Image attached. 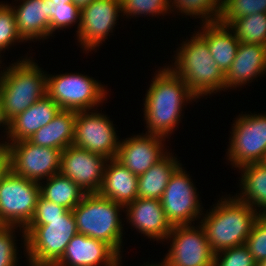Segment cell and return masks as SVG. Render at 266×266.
<instances>
[{"mask_svg": "<svg viewBox=\"0 0 266 266\" xmlns=\"http://www.w3.org/2000/svg\"><path fill=\"white\" fill-rule=\"evenodd\" d=\"M152 80L144 101L146 134L165 138L178 125L184 102L197 97L168 67L159 70Z\"/></svg>", "mask_w": 266, "mask_h": 266, "instance_id": "1", "label": "cell"}, {"mask_svg": "<svg viewBox=\"0 0 266 266\" xmlns=\"http://www.w3.org/2000/svg\"><path fill=\"white\" fill-rule=\"evenodd\" d=\"M223 200V201H222ZM203 217L200 226L214 253L246 244L255 220L261 214L236 196L220 200Z\"/></svg>", "mask_w": 266, "mask_h": 266, "instance_id": "2", "label": "cell"}, {"mask_svg": "<svg viewBox=\"0 0 266 266\" xmlns=\"http://www.w3.org/2000/svg\"><path fill=\"white\" fill-rule=\"evenodd\" d=\"M194 34L177 50L175 68H168L181 77L188 89L200 98L224 89L225 74L213 60L206 40L198 32Z\"/></svg>", "mask_w": 266, "mask_h": 266, "instance_id": "3", "label": "cell"}, {"mask_svg": "<svg viewBox=\"0 0 266 266\" xmlns=\"http://www.w3.org/2000/svg\"><path fill=\"white\" fill-rule=\"evenodd\" d=\"M30 59L0 73V97L7 122L47 95V74Z\"/></svg>", "mask_w": 266, "mask_h": 266, "instance_id": "4", "label": "cell"}, {"mask_svg": "<svg viewBox=\"0 0 266 266\" xmlns=\"http://www.w3.org/2000/svg\"><path fill=\"white\" fill-rule=\"evenodd\" d=\"M121 208L124 206L99 193L86 194L72 210L78 233L109 244L120 255L123 226L118 213Z\"/></svg>", "mask_w": 266, "mask_h": 266, "instance_id": "5", "label": "cell"}, {"mask_svg": "<svg viewBox=\"0 0 266 266\" xmlns=\"http://www.w3.org/2000/svg\"><path fill=\"white\" fill-rule=\"evenodd\" d=\"M22 230L30 266H53L78 233L72 210L62 218L46 219V225H27Z\"/></svg>", "mask_w": 266, "mask_h": 266, "instance_id": "6", "label": "cell"}, {"mask_svg": "<svg viewBox=\"0 0 266 266\" xmlns=\"http://www.w3.org/2000/svg\"><path fill=\"white\" fill-rule=\"evenodd\" d=\"M40 183L14 174L11 170L0 181V224L24 229L32 220Z\"/></svg>", "mask_w": 266, "mask_h": 266, "instance_id": "7", "label": "cell"}, {"mask_svg": "<svg viewBox=\"0 0 266 266\" xmlns=\"http://www.w3.org/2000/svg\"><path fill=\"white\" fill-rule=\"evenodd\" d=\"M47 95L61 110L88 111L105 100L106 92L92 77L67 73L47 76Z\"/></svg>", "mask_w": 266, "mask_h": 266, "instance_id": "8", "label": "cell"}, {"mask_svg": "<svg viewBox=\"0 0 266 266\" xmlns=\"http://www.w3.org/2000/svg\"><path fill=\"white\" fill-rule=\"evenodd\" d=\"M228 160L235 168L266 160V114L242 115L233 124Z\"/></svg>", "mask_w": 266, "mask_h": 266, "instance_id": "9", "label": "cell"}, {"mask_svg": "<svg viewBox=\"0 0 266 266\" xmlns=\"http://www.w3.org/2000/svg\"><path fill=\"white\" fill-rule=\"evenodd\" d=\"M8 145L10 170L21 177L38 183L60 172L61 150L34 145L21 140Z\"/></svg>", "mask_w": 266, "mask_h": 266, "instance_id": "10", "label": "cell"}, {"mask_svg": "<svg viewBox=\"0 0 266 266\" xmlns=\"http://www.w3.org/2000/svg\"><path fill=\"white\" fill-rule=\"evenodd\" d=\"M186 173L180 165L171 175L160 199L172 226L191 225L202 215L197 190Z\"/></svg>", "mask_w": 266, "mask_h": 266, "instance_id": "11", "label": "cell"}, {"mask_svg": "<svg viewBox=\"0 0 266 266\" xmlns=\"http://www.w3.org/2000/svg\"><path fill=\"white\" fill-rule=\"evenodd\" d=\"M199 227V229H198ZM173 226L167 239L172 238L164 262L169 266H214L215 253L201 226ZM173 236V237H172Z\"/></svg>", "mask_w": 266, "mask_h": 266, "instance_id": "12", "label": "cell"}, {"mask_svg": "<svg viewBox=\"0 0 266 266\" xmlns=\"http://www.w3.org/2000/svg\"><path fill=\"white\" fill-rule=\"evenodd\" d=\"M119 143L113 123L106 115L77 111L74 146L112 159L117 157Z\"/></svg>", "mask_w": 266, "mask_h": 266, "instance_id": "13", "label": "cell"}, {"mask_svg": "<svg viewBox=\"0 0 266 266\" xmlns=\"http://www.w3.org/2000/svg\"><path fill=\"white\" fill-rule=\"evenodd\" d=\"M108 159L103 155L70 145L61 152L60 173L70 178L86 194L98 193Z\"/></svg>", "mask_w": 266, "mask_h": 266, "instance_id": "14", "label": "cell"}, {"mask_svg": "<svg viewBox=\"0 0 266 266\" xmlns=\"http://www.w3.org/2000/svg\"><path fill=\"white\" fill-rule=\"evenodd\" d=\"M120 11V0H93L81 9V26L77 38L84 50H94L105 41L117 23Z\"/></svg>", "mask_w": 266, "mask_h": 266, "instance_id": "15", "label": "cell"}, {"mask_svg": "<svg viewBox=\"0 0 266 266\" xmlns=\"http://www.w3.org/2000/svg\"><path fill=\"white\" fill-rule=\"evenodd\" d=\"M121 258L109 244L77 233L53 266H120Z\"/></svg>", "mask_w": 266, "mask_h": 266, "instance_id": "16", "label": "cell"}, {"mask_svg": "<svg viewBox=\"0 0 266 266\" xmlns=\"http://www.w3.org/2000/svg\"><path fill=\"white\" fill-rule=\"evenodd\" d=\"M163 140V137L151 134L127 138L120 141L116 159L139 176L167 154L163 150Z\"/></svg>", "mask_w": 266, "mask_h": 266, "instance_id": "17", "label": "cell"}, {"mask_svg": "<svg viewBox=\"0 0 266 266\" xmlns=\"http://www.w3.org/2000/svg\"><path fill=\"white\" fill-rule=\"evenodd\" d=\"M124 208H127L126 216L137 231L148 238L167 239L173 226L168 221L160 200L136 198Z\"/></svg>", "mask_w": 266, "mask_h": 266, "instance_id": "18", "label": "cell"}, {"mask_svg": "<svg viewBox=\"0 0 266 266\" xmlns=\"http://www.w3.org/2000/svg\"><path fill=\"white\" fill-rule=\"evenodd\" d=\"M60 111L59 105L46 95L8 122V130L5 131L7 138L11 139L10 143L29 140L36 131L49 124Z\"/></svg>", "mask_w": 266, "mask_h": 266, "instance_id": "19", "label": "cell"}, {"mask_svg": "<svg viewBox=\"0 0 266 266\" xmlns=\"http://www.w3.org/2000/svg\"><path fill=\"white\" fill-rule=\"evenodd\" d=\"M264 72H266V46L240 42L235 59L225 74L224 90L249 83V80Z\"/></svg>", "mask_w": 266, "mask_h": 266, "instance_id": "20", "label": "cell"}, {"mask_svg": "<svg viewBox=\"0 0 266 266\" xmlns=\"http://www.w3.org/2000/svg\"><path fill=\"white\" fill-rule=\"evenodd\" d=\"M108 163H106L102 187L98 193L125 207L137 198L138 176L116 158L108 159Z\"/></svg>", "mask_w": 266, "mask_h": 266, "instance_id": "21", "label": "cell"}, {"mask_svg": "<svg viewBox=\"0 0 266 266\" xmlns=\"http://www.w3.org/2000/svg\"><path fill=\"white\" fill-rule=\"evenodd\" d=\"M202 26V32L198 33L206 40L213 60L226 74L235 59L240 41L227 25L219 21L203 23Z\"/></svg>", "mask_w": 266, "mask_h": 266, "instance_id": "22", "label": "cell"}, {"mask_svg": "<svg viewBox=\"0 0 266 266\" xmlns=\"http://www.w3.org/2000/svg\"><path fill=\"white\" fill-rule=\"evenodd\" d=\"M12 10L18 32L25 41L49 37L48 4L44 0H23L21 5L12 7Z\"/></svg>", "mask_w": 266, "mask_h": 266, "instance_id": "23", "label": "cell"}, {"mask_svg": "<svg viewBox=\"0 0 266 266\" xmlns=\"http://www.w3.org/2000/svg\"><path fill=\"white\" fill-rule=\"evenodd\" d=\"M77 111L61 110L49 124L36 131L29 139L31 143L63 151L73 145Z\"/></svg>", "mask_w": 266, "mask_h": 266, "instance_id": "24", "label": "cell"}, {"mask_svg": "<svg viewBox=\"0 0 266 266\" xmlns=\"http://www.w3.org/2000/svg\"><path fill=\"white\" fill-rule=\"evenodd\" d=\"M167 153L161 160L138 176L137 198L160 200L171 175L181 165Z\"/></svg>", "mask_w": 266, "mask_h": 266, "instance_id": "25", "label": "cell"}, {"mask_svg": "<svg viewBox=\"0 0 266 266\" xmlns=\"http://www.w3.org/2000/svg\"><path fill=\"white\" fill-rule=\"evenodd\" d=\"M239 169L243 173L240 184L243 190L237 198L255 210L256 206L262 207L261 214H266V163L247 164Z\"/></svg>", "mask_w": 266, "mask_h": 266, "instance_id": "26", "label": "cell"}, {"mask_svg": "<svg viewBox=\"0 0 266 266\" xmlns=\"http://www.w3.org/2000/svg\"><path fill=\"white\" fill-rule=\"evenodd\" d=\"M46 180L47 184H39L40 195L68 210H73L86 195L76 183L60 172Z\"/></svg>", "mask_w": 266, "mask_h": 266, "instance_id": "27", "label": "cell"}, {"mask_svg": "<svg viewBox=\"0 0 266 266\" xmlns=\"http://www.w3.org/2000/svg\"><path fill=\"white\" fill-rule=\"evenodd\" d=\"M228 27L240 42L266 46V13L237 18Z\"/></svg>", "mask_w": 266, "mask_h": 266, "instance_id": "28", "label": "cell"}, {"mask_svg": "<svg viewBox=\"0 0 266 266\" xmlns=\"http://www.w3.org/2000/svg\"><path fill=\"white\" fill-rule=\"evenodd\" d=\"M48 4V23L50 34L55 30L66 28L73 23H78V30L81 26V9L72 0H44ZM79 19V20H78Z\"/></svg>", "mask_w": 266, "mask_h": 266, "instance_id": "29", "label": "cell"}, {"mask_svg": "<svg viewBox=\"0 0 266 266\" xmlns=\"http://www.w3.org/2000/svg\"><path fill=\"white\" fill-rule=\"evenodd\" d=\"M169 0L171 8H178L179 12L186 15H195L202 19V23H213L218 22L221 6L218 4L217 0ZM174 4V5H171Z\"/></svg>", "mask_w": 266, "mask_h": 266, "instance_id": "30", "label": "cell"}, {"mask_svg": "<svg viewBox=\"0 0 266 266\" xmlns=\"http://www.w3.org/2000/svg\"><path fill=\"white\" fill-rule=\"evenodd\" d=\"M266 13V0H228L221 8L219 22L229 25L237 18Z\"/></svg>", "mask_w": 266, "mask_h": 266, "instance_id": "31", "label": "cell"}, {"mask_svg": "<svg viewBox=\"0 0 266 266\" xmlns=\"http://www.w3.org/2000/svg\"><path fill=\"white\" fill-rule=\"evenodd\" d=\"M121 12L126 16L165 14L171 9L169 0H120Z\"/></svg>", "mask_w": 266, "mask_h": 266, "instance_id": "32", "label": "cell"}, {"mask_svg": "<svg viewBox=\"0 0 266 266\" xmlns=\"http://www.w3.org/2000/svg\"><path fill=\"white\" fill-rule=\"evenodd\" d=\"M16 41L23 42L24 39L18 32L12 6L0 3V53Z\"/></svg>", "mask_w": 266, "mask_h": 266, "instance_id": "33", "label": "cell"}, {"mask_svg": "<svg viewBox=\"0 0 266 266\" xmlns=\"http://www.w3.org/2000/svg\"><path fill=\"white\" fill-rule=\"evenodd\" d=\"M245 245L256 262L266 259V214L255 220Z\"/></svg>", "mask_w": 266, "mask_h": 266, "instance_id": "34", "label": "cell"}, {"mask_svg": "<svg viewBox=\"0 0 266 266\" xmlns=\"http://www.w3.org/2000/svg\"><path fill=\"white\" fill-rule=\"evenodd\" d=\"M214 266H256V261L247 246L241 245L215 253Z\"/></svg>", "mask_w": 266, "mask_h": 266, "instance_id": "35", "label": "cell"}, {"mask_svg": "<svg viewBox=\"0 0 266 266\" xmlns=\"http://www.w3.org/2000/svg\"><path fill=\"white\" fill-rule=\"evenodd\" d=\"M18 226H0V266H17V247L14 230Z\"/></svg>", "mask_w": 266, "mask_h": 266, "instance_id": "36", "label": "cell"}, {"mask_svg": "<svg viewBox=\"0 0 266 266\" xmlns=\"http://www.w3.org/2000/svg\"><path fill=\"white\" fill-rule=\"evenodd\" d=\"M67 211L65 207L46 200L40 195L34 216L28 225H46V219L62 218Z\"/></svg>", "mask_w": 266, "mask_h": 266, "instance_id": "37", "label": "cell"}, {"mask_svg": "<svg viewBox=\"0 0 266 266\" xmlns=\"http://www.w3.org/2000/svg\"><path fill=\"white\" fill-rule=\"evenodd\" d=\"M10 171V156L8 145L0 143V181Z\"/></svg>", "mask_w": 266, "mask_h": 266, "instance_id": "38", "label": "cell"}, {"mask_svg": "<svg viewBox=\"0 0 266 266\" xmlns=\"http://www.w3.org/2000/svg\"><path fill=\"white\" fill-rule=\"evenodd\" d=\"M0 125H3V127L5 125L6 130H8V122L3 115L1 97H0Z\"/></svg>", "mask_w": 266, "mask_h": 266, "instance_id": "39", "label": "cell"}, {"mask_svg": "<svg viewBox=\"0 0 266 266\" xmlns=\"http://www.w3.org/2000/svg\"><path fill=\"white\" fill-rule=\"evenodd\" d=\"M92 1L93 0H72V2L75 3L80 9L87 6Z\"/></svg>", "mask_w": 266, "mask_h": 266, "instance_id": "40", "label": "cell"}, {"mask_svg": "<svg viewBox=\"0 0 266 266\" xmlns=\"http://www.w3.org/2000/svg\"><path fill=\"white\" fill-rule=\"evenodd\" d=\"M145 266H169L168 264H166L164 261H162L160 264H148V265H145Z\"/></svg>", "mask_w": 266, "mask_h": 266, "instance_id": "41", "label": "cell"}, {"mask_svg": "<svg viewBox=\"0 0 266 266\" xmlns=\"http://www.w3.org/2000/svg\"><path fill=\"white\" fill-rule=\"evenodd\" d=\"M256 266H266V259L256 262Z\"/></svg>", "mask_w": 266, "mask_h": 266, "instance_id": "42", "label": "cell"}, {"mask_svg": "<svg viewBox=\"0 0 266 266\" xmlns=\"http://www.w3.org/2000/svg\"><path fill=\"white\" fill-rule=\"evenodd\" d=\"M228 0H217L218 4L222 7Z\"/></svg>", "mask_w": 266, "mask_h": 266, "instance_id": "43", "label": "cell"}]
</instances>
